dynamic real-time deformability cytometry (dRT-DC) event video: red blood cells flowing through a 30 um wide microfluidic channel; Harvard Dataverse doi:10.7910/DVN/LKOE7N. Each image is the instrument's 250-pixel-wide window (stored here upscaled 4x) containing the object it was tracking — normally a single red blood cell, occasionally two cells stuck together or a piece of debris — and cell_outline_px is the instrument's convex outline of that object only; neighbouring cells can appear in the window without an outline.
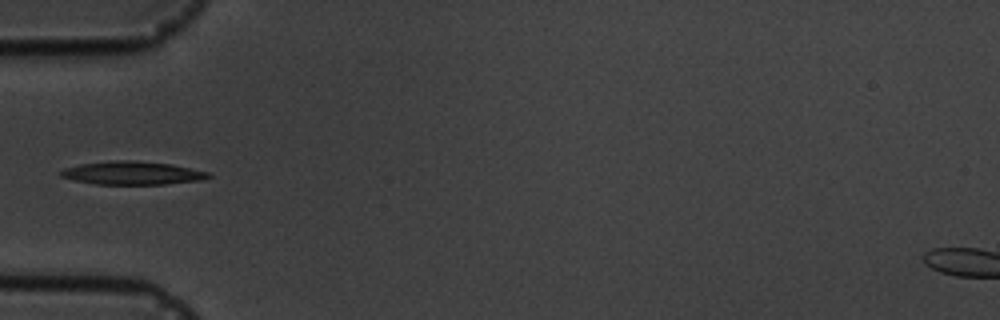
{"species": "common noctule bat (a hibernating species)", "species_latin": "Nyctalus noctula", "temperature_condition": "cold", "stored_images_in_passage": 5, "camera_frame_rate_fps": 3000, "um_per_image_px": 0.085, "animal": {"sex": "male", "body_mass_g": 19.5, "forearm_length_mm": 54.6}, "frame": {"image": 1, "passage_image": 5, "time_ms": 5.333, "image_size_px": [1000, 320], "cell_outline_px": [[212, 176], [204, 180], [164, 184], [96, 184], [72, 180], [60, 176], [60, 172], [64, 168], [80, 164], [108, 160], [136, 160], [172, 164], [208, 172]], "centroid_in_image_um": [11.24, 14.7], "position_along_channel_um": 73.8, "area_um2": 20.17}}